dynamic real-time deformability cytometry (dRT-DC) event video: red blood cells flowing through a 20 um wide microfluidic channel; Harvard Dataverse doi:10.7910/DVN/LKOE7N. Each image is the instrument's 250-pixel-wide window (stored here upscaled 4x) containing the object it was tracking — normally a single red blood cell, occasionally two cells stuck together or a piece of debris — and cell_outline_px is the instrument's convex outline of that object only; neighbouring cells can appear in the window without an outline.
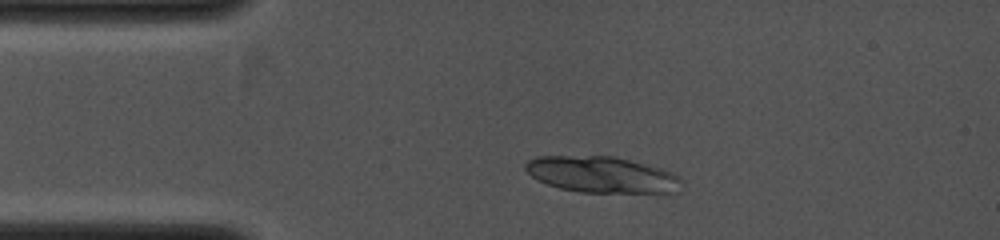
{"species": "common noctule bat (a hibernating species)", "species_latin": "Nyctalus noctula", "temperature_condition": "cold", "stored_images_in_passage": 9, "camera_frame_rate_fps": 4000, "um_per_image_px": 0.085, "animal": {"sex": "female", "body_mass_g": 19.0, "forearm_length_mm": 53.3}, "frame": {"image": 1, "passage_image": 7, "time_ms": 1.25, "image_size_px": [1000, 240], "cell_outline_px": [[684, 184], [672, 192], [580, 192], [560, 188], [548, 184], [532, 176], [524, 168], [524, 164], [528, 160], [536, 156], [612, 156], [660, 168], [672, 172], [684, 180]], "centroid_in_image_um": [51.14, 14.84], "position_along_channel_um": 33.9, "area_um2": 32.6}}